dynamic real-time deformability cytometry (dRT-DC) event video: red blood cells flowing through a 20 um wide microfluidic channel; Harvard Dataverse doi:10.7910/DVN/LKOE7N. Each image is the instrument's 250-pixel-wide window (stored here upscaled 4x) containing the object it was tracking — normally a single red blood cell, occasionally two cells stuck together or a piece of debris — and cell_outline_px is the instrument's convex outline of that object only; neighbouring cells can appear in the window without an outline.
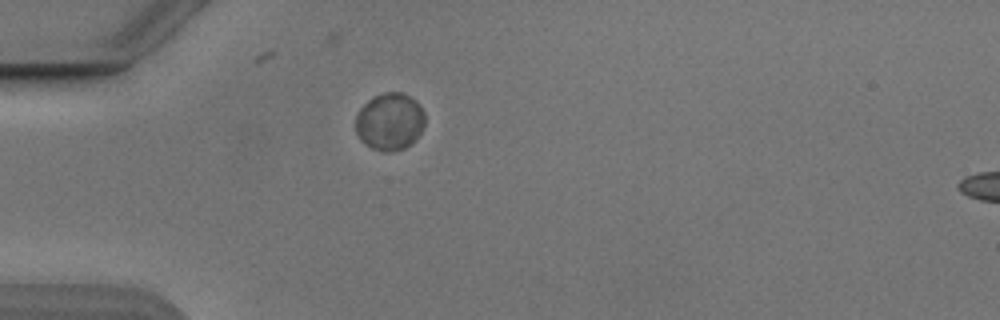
{"species": "Egyptian fruit bat (a non-hibernating species)", "species_latin": "Rousettus aegyptiacus", "temperature_condition": "cold", "stored_images_in_passage": 39, "camera_frame_rate_fps": 3000, "um_per_image_px": 0.085, "animal": {"sex": "male"}, "frame": {"image": 1, "passage_image": 1, "time_ms": 0.0, "image_size_px": [1000, 320], "cell_outline_px": [[424, 124], [416, 140], [404, 148], [388, 152], [380, 152], [364, 144], [360, 140], [356, 132], [356, 112], [372, 96], [384, 92], [400, 92], [416, 100], [420, 104], [424, 112]], "centroid_in_image_um": [33.11, 10.33], "position_along_channel_um": 51.9, "area_um2": 23.41}}
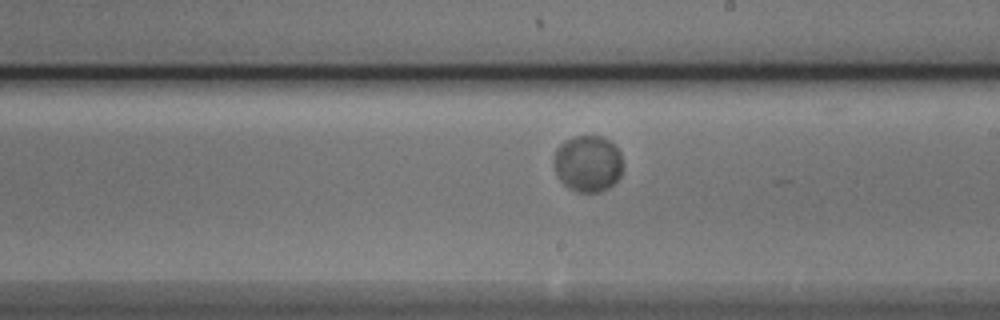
{"frame": {"image": 2, "passage_image": 17, "time_ms": 5.333, "image_size_px": [1000, 320], "cell_outline_px": [[624, 168], [620, 176], [608, 188], [600, 192], [576, 192], [564, 184], [560, 180], [552, 164], [552, 160], [556, 148], [564, 140], [572, 136], [600, 136], [608, 140], [620, 152], [624, 164]], "centroid_in_image_um": [49.95, 13.9], "position_along_channel_um": 239.0, "area_um2": 23.06}}
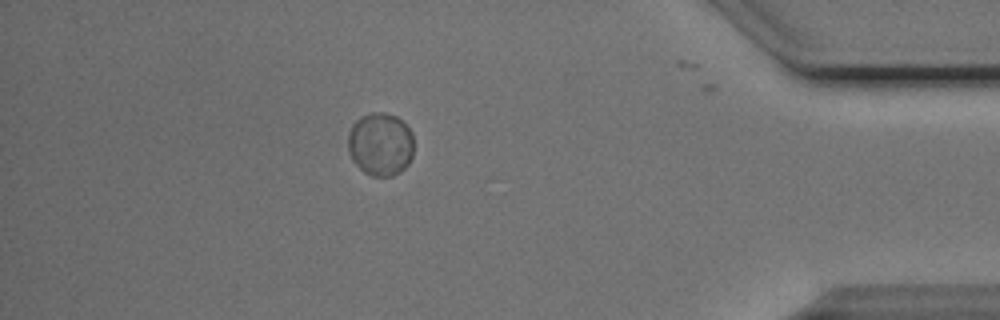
{"frame": {"image": 3, "passage_image": 33, "time_ms": 10.667, "image_size_px": [1000, 320], "cell_outline_px": [[412, 156], [408, 164], [400, 172], [392, 176], [372, 176], [364, 172], [352, 160], [348, 152], [348, 132], [352, 124], [360, 116], [372, 112], [384, 112], [396, 116], [412, 132]], "centroid_in_image_um": [32.31, 12.25], "position_along_channel_um": 402.9, "area_um2": 24.33}, "authors_computed_cell_mechanics": {"area_um2": 23.2356, "velocity_mm_per_s": 3.7775, "shape_relaxation_time_tau1_ms": 1.1208, "shape_relaxation_time_tau2_ms": null, "deformation_change_tau1": 0.0222, "deformation_change_tau2": null}}